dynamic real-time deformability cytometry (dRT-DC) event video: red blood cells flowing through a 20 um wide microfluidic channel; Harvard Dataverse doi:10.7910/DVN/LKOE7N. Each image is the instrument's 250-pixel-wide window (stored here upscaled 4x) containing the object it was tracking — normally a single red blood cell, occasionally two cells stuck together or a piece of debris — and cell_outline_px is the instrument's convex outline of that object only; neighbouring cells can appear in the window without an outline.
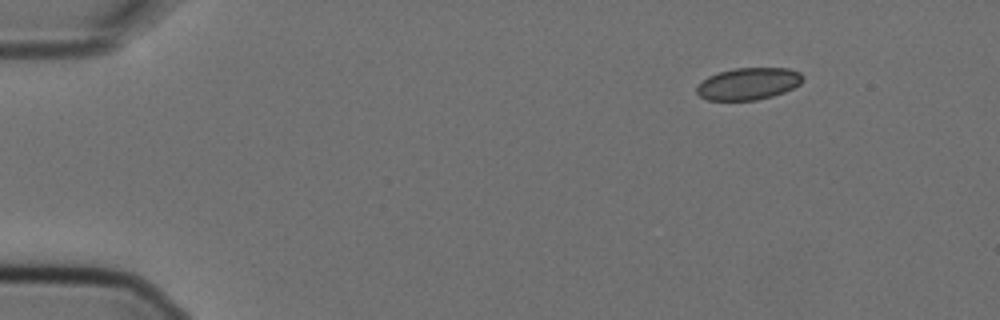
{"species": "Egyptian fruit bat (a non-hibernating species)", "species_latin": "Rousettus aegyptiacus", "temperature_condition": "cold", "stored_images_in_passage": 4, "camera_frame_rate_fps": 3000, "um_per_image_px": 0.085, "animal": {"sex": "female"}, "frame": {"image": 1, "passage_image": 1, "time_ms": 0.0, "image_size_px": [1000, 320], "cell_outline_px": [[804, 80], [800, 84], [784, 92], [772, 96], [756, 100], [708, 100], [700, 96], [696, 92], [696, 88], [708, 76], [720, 72], [736, 68], [788, 68], [800, 72], [804, 76]], "centroid_in_image_um": [63.65, 7.11], "position_along_channel_um": 21.4, "area_um2": 19.71}}
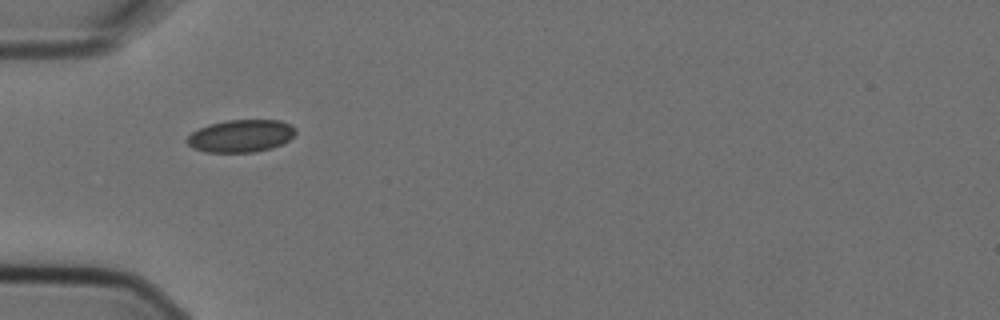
{"frame": {"image": 2, "passage_image": 3, "time_ms": 0.667, "image_size_px": [1000, 320], "cell_outline_px": [[296, 132], [284, 144], [272, 148], [256, 152], [204, 152], [192, 148], [184, 140], [192, 132], [208, 124], [228, 120], [280, 120], [296, 128]], "centroid_in_image_um": [20.46, 11.56], "position_along_channel_um": 64.5, "area_um2": 20.69}}
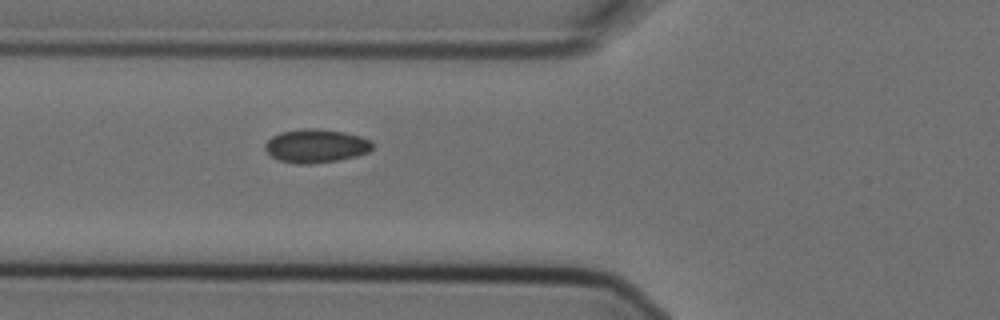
{"frame": {"image": 3, "passage_image": 4, "time_ms": 1.0, "image_size_px": [1000, 320], "cell_outline_px": [[372, 148], [368, 152], [356, 156], [336, 160], [308, 164], [296, 164], [280, 160], [272, 156], [264, 148], [264, 144], [272, 136], [280, 132], [300, 128], [316, 128], [344, 132], [360, 136], [372, 140]], "centroid_in_image_um": [26.85, 12.39], "position_along_channel_um": 99.0, "area_um2": 20.98}}